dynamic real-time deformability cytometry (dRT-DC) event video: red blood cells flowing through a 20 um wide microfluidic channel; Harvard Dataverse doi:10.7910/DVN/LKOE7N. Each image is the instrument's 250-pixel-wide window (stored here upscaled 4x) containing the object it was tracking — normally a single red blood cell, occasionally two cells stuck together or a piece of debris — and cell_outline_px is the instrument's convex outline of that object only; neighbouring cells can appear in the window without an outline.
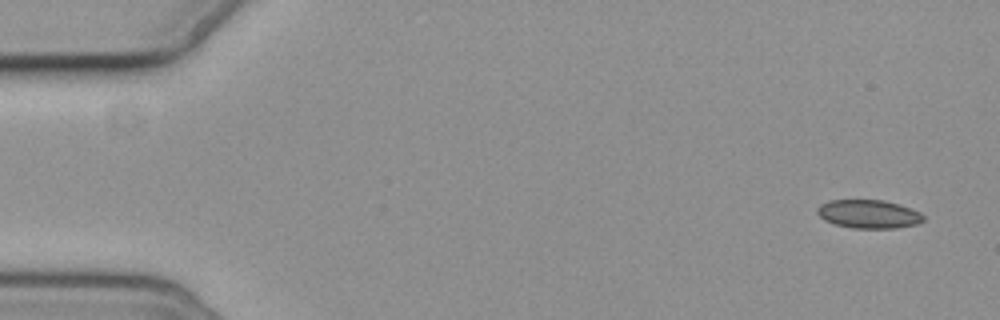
{"species": "common noctule bat (a hibernating species)", "species_latin": "Nyctalus noctula", "temperature_condition": "cold", "stored_images_in_passage": 5, "camera_frame_rate_fps": 3000, "um_per_image_px": 0.085, "animal": {"sex": "female", "body_mass_g": 19.3, "forearm_length_mm": 54.1}, "frame": {"image": 1, "passage_image": 1, "time_ms": 0.0, "image_size_px": [1000, 320], "cell_outline_px": [[924, 220], [916, 224], [896, 228], [856, 228], [836, 224], [824, 220], [816, 212], [816, 208], [820, 204], [828, 200], [884, 200], [900, 204], [912, 208], [920, 212], [924, 216]], "centroid_in_image_um": [73.84, 18.18], "position_along_channel_um": 11.2, "area_um2": 17.69}}
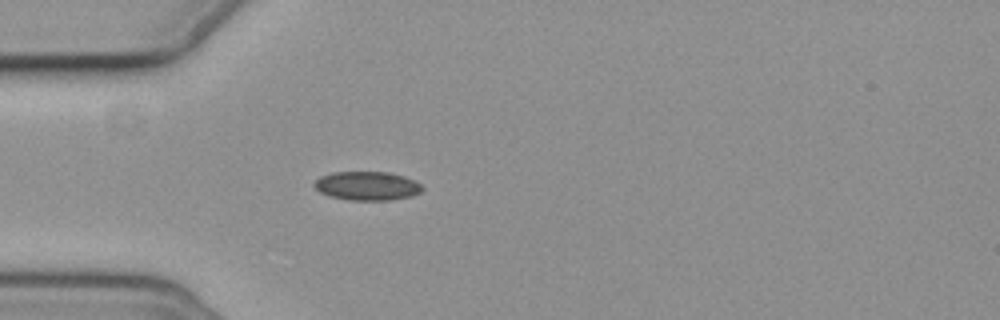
{"frame": {"image": 2, "passage_image": 5, "time_ms": 4.667, "image_size_px": [1000, 320], "cell_outline_px": [[424, 188], [420, 192], [412, 196], [392, 200], [348, 200], [328, 196], [320, 192], [312, 184], [320, 176], [332, 172], [388, 172], [404, 176], [420, 184]], "centroid_in_image_um": [31.18, 15.8], "position_along_channel_um": 53.8, "area_um2": 18.21}}